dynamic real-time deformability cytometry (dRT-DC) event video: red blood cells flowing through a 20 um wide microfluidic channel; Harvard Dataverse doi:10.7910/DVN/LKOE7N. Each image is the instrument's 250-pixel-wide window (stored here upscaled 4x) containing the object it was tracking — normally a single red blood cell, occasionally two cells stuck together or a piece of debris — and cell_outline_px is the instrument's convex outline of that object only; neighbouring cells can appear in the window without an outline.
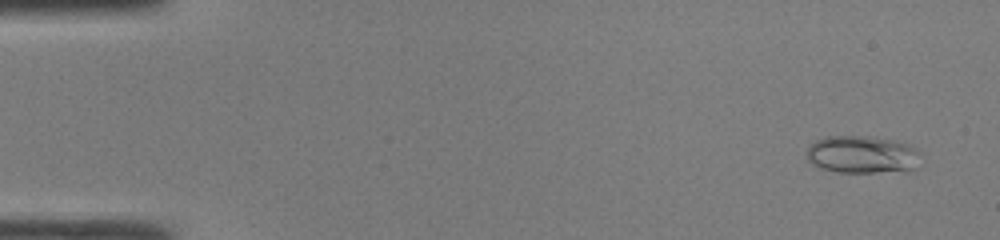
{"species": "common noctule bat (a hibernating species)", "species_latin": "Nyctalus noctula", "temperature_condition": "room temperature", "stored_images_in_passage": 48, "camera_frame_rate_fps": 3000, "um_per_image_px": 0.085, "animal": {"sex": "male", "body_mass_g": 19.0, "forearm_length_mm": 50.8}, "frame": {"image": 1, "passage_image": 3, "time_ms": 0.667, "image_size_px": [1000, 240], "cell_outline_px": [[920, 152], [912, 168], [872, 172], [840, 172], [820, 168], [812, 164], [808, 160], [808, 148], [816, 140], [828, 136], [864, 136], [892, 140], [904, 144]], "centroid_in_image_um": [73.17, 13.12], "position_along_channel_um": 11.8, "area_um2": 23.99}}
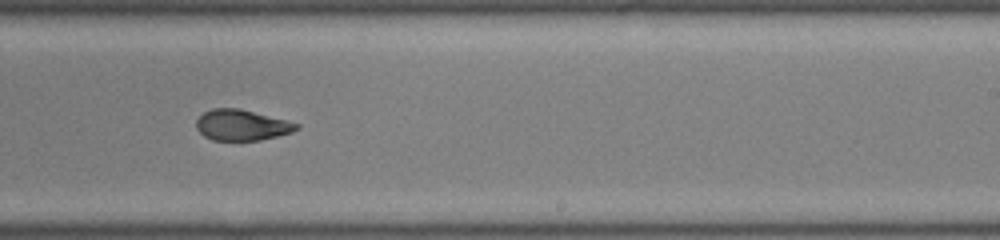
{"frame": {"image": 2, "passage_image": 30, "time_ms": 9.667, "image_size_px": [1000, 240], "cell_outline_px": [[300, 128], [292, 132], [260, 140], [212, 140], [204, 136], [196, 128], [196, 120], [204, 112], [212, 108], [236, 108], [300, 124]], "centroid_in_image_um": [20.51, 10.64], "position_along_channel_um": 268.5, "area_um2": 17.69}}
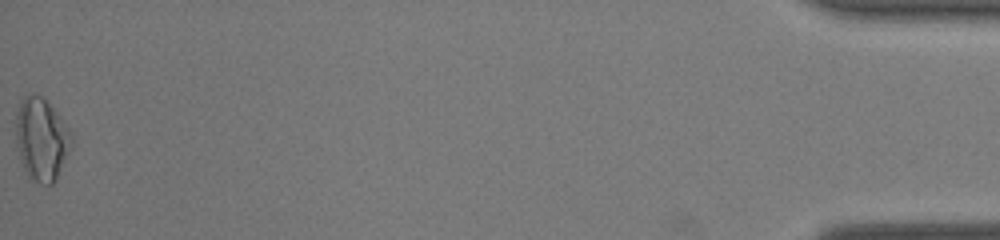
{"frame": {"image": 3, "passage_image": 48, "time_ms": 15.667, "image_size_px": [1000, 240], "cell_outline_px": [[72, 148], [56, 180], [52, 184], [40, 184], [28, 176], [24, 172], [16, 140], [16, 112], [20, 100], [24, 96], [40, 96], [56, 112], [68, 128], [72, 136]], "centroid_in_image_um": [3.53, 11.88], "position_along_channel_um": 431.7, "area_um2": 26.59}, "authors_computed_cell_mechanics": {"area_um2": 19.5075, "velocity_mm_per_s": 4.3141, "shape_relaxation_time_tau1_ms": 9.5322, "shape_relaxation_time_tau2_ms": 1.9688, "deformation_change_tau1": 0.2422, "deformation_change_tau2": 0.0846}}